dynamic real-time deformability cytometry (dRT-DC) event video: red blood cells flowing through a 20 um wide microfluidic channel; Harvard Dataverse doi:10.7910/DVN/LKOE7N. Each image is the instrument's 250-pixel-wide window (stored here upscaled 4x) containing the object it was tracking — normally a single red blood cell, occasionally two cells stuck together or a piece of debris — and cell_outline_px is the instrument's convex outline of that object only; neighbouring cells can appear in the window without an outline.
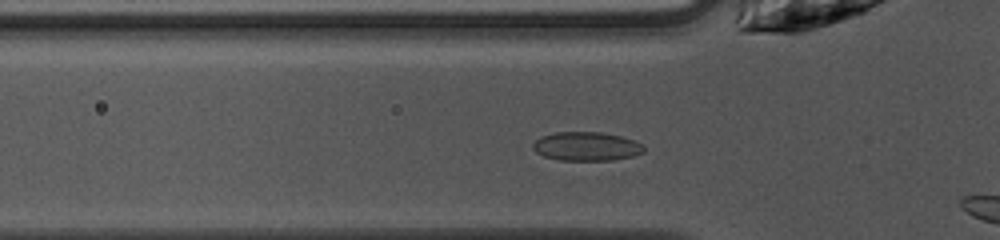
{"species": "common noctule bat (a hibernating species)", "species_latin": "Nyctalus noctula", "temperature_condition": "warm", "stored_images_in_passage": 5, "camera_frame_rate_fps": 3000, "um_per_image_px": 0.085, "animal": {"sex": "female", "body_mass_g": 10.0, "forearm_length_mm": 53.1}, "frame": {"image": 1, "passage_image": 3, "time_ms": 0.667, "image_size_px": [1000, 240], "cell_outline_px": [[644, 152], [632, 156], [612, 160], [560, 160], [544, 156], [536, 152], [532, 148], [532, 144], [540, 136], [556, 132], [600, 132], [620, 136], [632, 140], [640, 144], [644, 148]], "centroid_in_image_um": [49.8, 12.44], "position_along_channel_um": 76.0, "area_um2": 18.5}}